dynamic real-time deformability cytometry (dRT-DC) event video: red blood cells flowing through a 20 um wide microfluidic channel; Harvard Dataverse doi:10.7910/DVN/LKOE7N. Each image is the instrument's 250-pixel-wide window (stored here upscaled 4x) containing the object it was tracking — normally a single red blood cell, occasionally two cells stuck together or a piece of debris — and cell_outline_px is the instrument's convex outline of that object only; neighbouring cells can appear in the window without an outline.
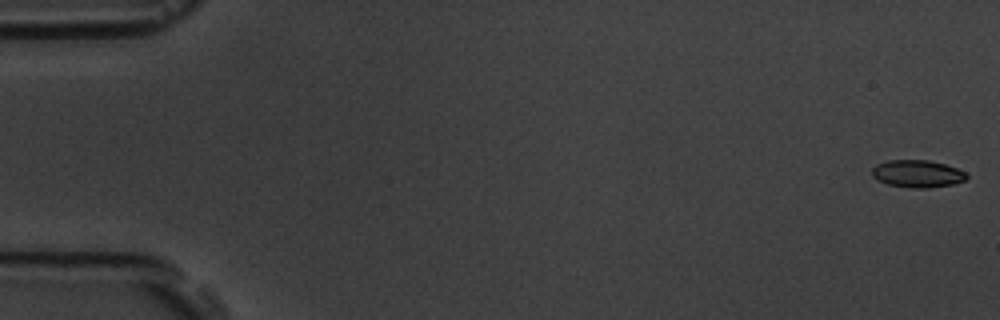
{"species": "common noctule bat (a hibernating species)", "species_latin": "Nyctalus noctula", "temperature_condition": "room temperature", "stored_images_in_passage": 8, "camera_frame_rate_fps": 3000, "um_per_image_px": 0.085, "animal": {"sex": "male", "body_mass_g": 19.5, "forearm_length_mm": 54.6}, "frame": {"image": 1, "passage_image": 1, "time_ms": 0.0, "image_size_px": [1000, 320], "cell_outline_px": [[968, 176], [964, 180], [952, 184], [928, 188], [912, 188], [888, 184], [876, 180], [872, 176], [872, 168], [876, 164], [888, 160], [928, 160], [944, 164], [956, 168], [964, 172]], "centroid_in_image_um": [77.93, 14.76], "position_along_channel_um": 7.1, "area_um2": 15.03}}